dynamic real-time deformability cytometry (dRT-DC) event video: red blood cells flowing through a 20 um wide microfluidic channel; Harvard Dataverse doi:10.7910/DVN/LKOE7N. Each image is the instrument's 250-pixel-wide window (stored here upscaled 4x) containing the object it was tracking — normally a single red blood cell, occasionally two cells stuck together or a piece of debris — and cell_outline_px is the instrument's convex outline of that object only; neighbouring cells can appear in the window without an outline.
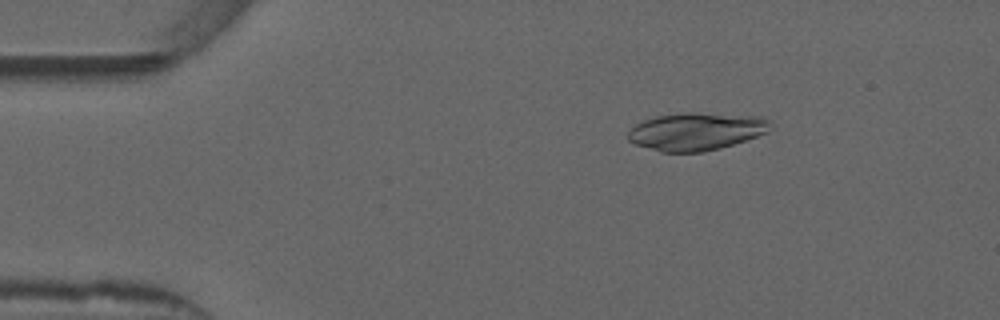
{"species": "common noctule bat (a hibernating species)", "species_latin": "Nyctalus noctula", "temperature_condition": "warm", "stored_images_in_passage": 52, "camera_frame_rate_fps": 3000, "um_per_image_px": 0.085, "animal": {"sex": "male", "forearm_length_mm": 52.5}, "frame": {"image": 1, "passage_image": 8, "time_ms": 2.333, "image_size_px": [1000, 320], "cell_outline_px": [[776, 124], [768, 132], [720, 148], [700, 152], [660, 152], [636, 144], [628, 140], [628, 132], [636, 124], [644, 120], [656, 116], [688, 112], [764, 116]], "centroid_in_image_um": [59.24, 11.16], "position_along_channel_um": 25.8, "area_um2": 31.39}}